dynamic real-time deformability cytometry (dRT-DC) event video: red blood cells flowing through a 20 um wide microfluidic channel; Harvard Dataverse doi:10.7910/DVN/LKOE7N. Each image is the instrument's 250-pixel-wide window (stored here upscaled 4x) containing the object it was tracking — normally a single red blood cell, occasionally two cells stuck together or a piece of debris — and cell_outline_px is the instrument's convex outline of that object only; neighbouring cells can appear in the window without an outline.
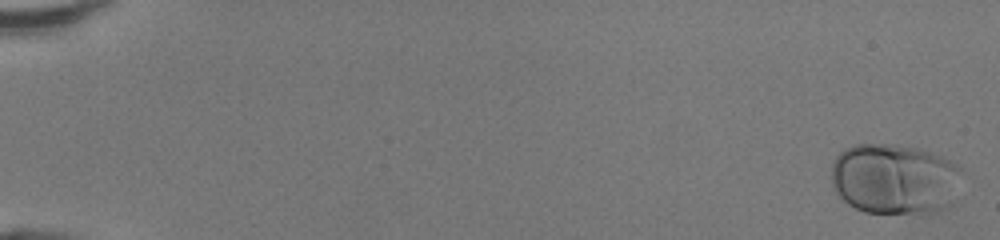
{"species": "human", "species_latin": "Homo sapiens", "temperature_condition": "room temperature", "stored_images_in_passage": 48, "camera_frame_rate_fps": 3000, "um_per_image_px": 0.085, "donor": {"sex": "female"}, "frame": {"image": 1, "passage_image": 1, "time_ms": 0.0, "image_size_px": [1000, 240], "cell_outline_px": [[960, 172], [944, 204], [936, 212], [864, 212], [848, 204], [836, 196], [832, 188], [832, 160], [844, 148], [856, 144], [896, 144], [916, 148], [940, 156], [956, 164], [960, 168]], "centroid_in_image_um": [75.86, 15.17], "position_along_channel_um": 9.1, "area_um2": 52.6}}
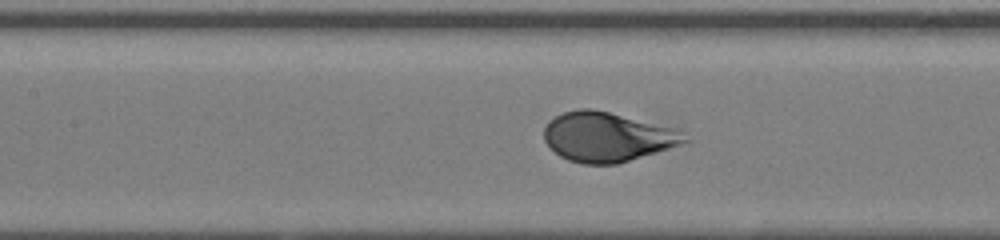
{"frame": {"image": 2, "passage_image": 24, "time_ms": 7.667, "image_size_px": [1000, 240], "cell_outline_px": [[688, 140], [680, 144], [668, 148], [616, 164], [580, 164], [568, 160], [560, 156], [544, 140], [544, 128], [548, 120], [564, 112], [580, 108], [592, 108], [608, 112], [668, 128]], "centroid_in_image_um": [51.46, 11.65], "position_along_channel_um": 155.9, "area_um2": 39.25}}
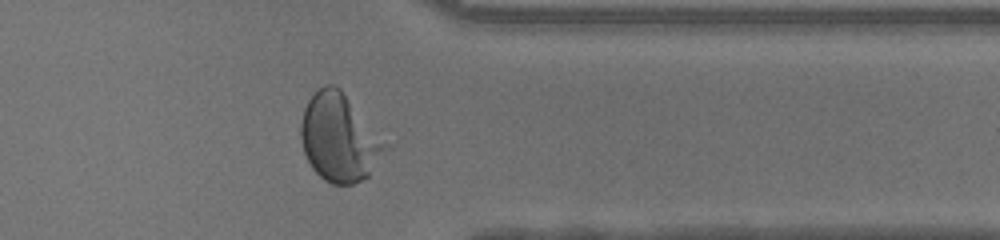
{"frame": {"image": 3, "passage_image": 40, "time_ms": 13.0, "image_size_px": [1000, 240], "cell_outline_px": [[392, 148], [368, 176], [352, 184], [332, 184], [324, 180], [312, 168], [304, 152], [300, 136], [300, 124], [304, 108], [308, 100], [324, 84], [332, 84], [340, 88]], "centroid_in_image_um": [28.87, 11.72], "position_along_channel_um": 382.5, "area_um2": 43.35}, "authors_computed_cell_mechanics": {"area_um2": 42.5697, "velocity_mm_per_s": 4.3136, "shape_relaxation_time_tau1_ms": 2.4151, "shape_relaxation_time_tau2_ms": null, "deformation_change_tau1": 0.1759, "deformation_change_tau2": null}}